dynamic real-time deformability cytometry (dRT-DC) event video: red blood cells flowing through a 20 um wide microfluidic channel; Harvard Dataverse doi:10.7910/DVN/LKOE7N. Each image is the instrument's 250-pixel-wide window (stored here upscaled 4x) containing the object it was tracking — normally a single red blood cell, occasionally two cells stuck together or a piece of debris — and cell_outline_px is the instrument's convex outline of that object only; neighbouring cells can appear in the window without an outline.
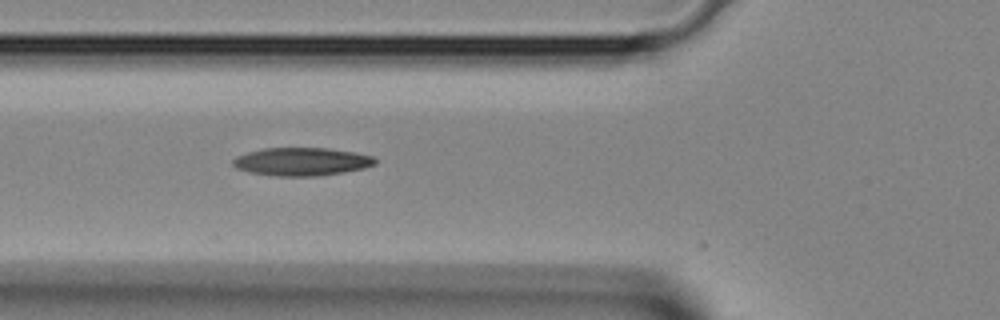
{"species": "Egyptian fruit bat (a non-hibernating species)", "species_latin": "Rousettus aegyptiacus", "temperature_condition": "room temperature", "stored_images_in_passage": 37, "camera_frame_rate_fps": 3000, "um_per_image_px": 0.085, "animal": {"sex": "female"}, "frame": {"image": 1, "passage_image": 12, "time_ms": 3.667, "image_size_px": [1000, 320], "cell_outline_px": [[376, 164], [364, 168], [344, 172], [316, 176], [276, 176], [248, 172], [236, 168], [232, 164], [232, 160], [236, 156], [248, 152], [264, 148], [328, 148], [352, 152], [372, 156], [376, 160]], "centroid_in_image_um": [25.61, 13.74], "position_along_channel_um": 100.2, "area_um2": 23.24}}
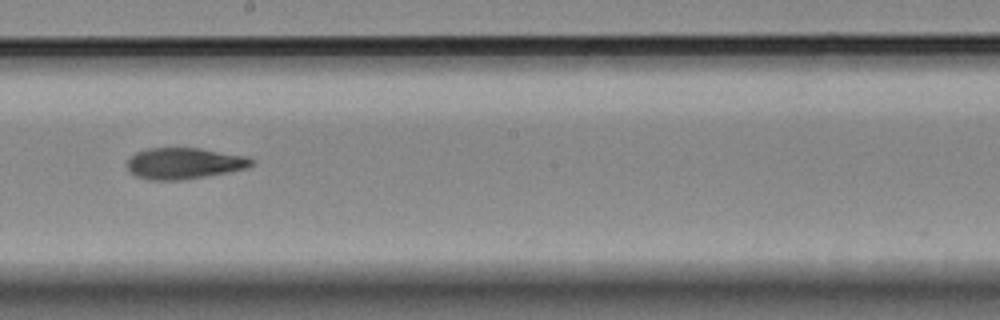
{"frame": {"image": 2, "passage_image": 20, "time_ms": 6.333, "image_size_px": [1000, 320], "cell_outline_px": [[256, 160], [248, 168], [228, 172], [184, 180], [148, 180], [136, 176], [124, 164], [136, 152], [148, 148], [200, 148], [248, 156]], "centroid_in_image_um": [15.67, 13.88], "position_along_channel_um": 232.5, "area_um2": 22.83}}
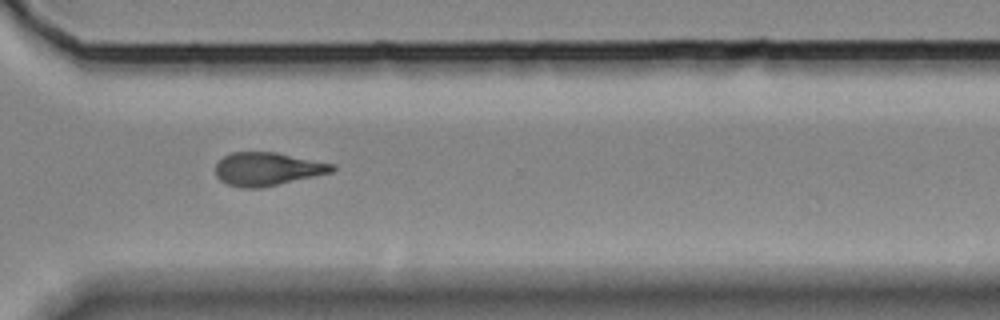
{"frame": {"image": 3, "passage_image": 27, "time_ms": 8.667, "image_size_px": [1000, 320], "cell_outline_px": [[336, 168], [332, 172], [260, 188], [244, 188], [228, 184], [220, 180], [216, 176], [216, 164], [224, 156], [232, 152], [276, 152], [336, 164]], "centroid_in_image_um": [22.74, 14.35], "position_along_channel_um": 347.9, "area_um2": 22.48}}